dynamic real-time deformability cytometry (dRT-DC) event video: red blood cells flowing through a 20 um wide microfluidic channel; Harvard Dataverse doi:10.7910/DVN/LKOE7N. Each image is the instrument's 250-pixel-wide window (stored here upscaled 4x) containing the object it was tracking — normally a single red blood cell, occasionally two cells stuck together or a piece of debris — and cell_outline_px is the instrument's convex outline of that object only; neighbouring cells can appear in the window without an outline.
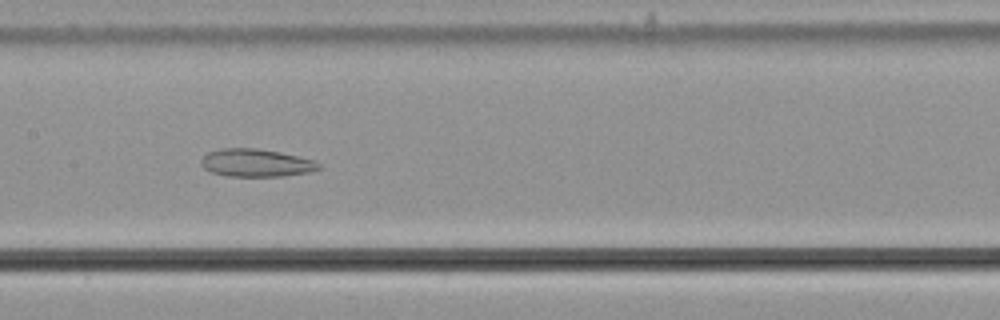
{"species": "common noctule bat (a hibernating species)", "species_latin": "Nyctalus noctula", "temperature_condition": "cold", "stored_images_in_passage": 43, "camera_frame_rate_fps": 3000, "um_per_image_px": 0.085, "animal": {"sex": "male", "body_mass_g": 21.5, "forearm_length_mm": 52.0}, "frame": {"image": 1, "passage_image": 14, "time_ms": 4.333, "image_size_px": [1000, 320], "cell_outline_px": [[320, 168], [308, 172], [284, 176], [224, 176], [212, 172], [204, 168], [200, 164], [200, 160], [208, 152], [220, 148], [256, 148], [280, 152], [312, 160], [320, 164]], "centroid_in_image_um": [21.71, 13.84], "position_along_channel_um": 185.7, "area_um2": 18.96}}
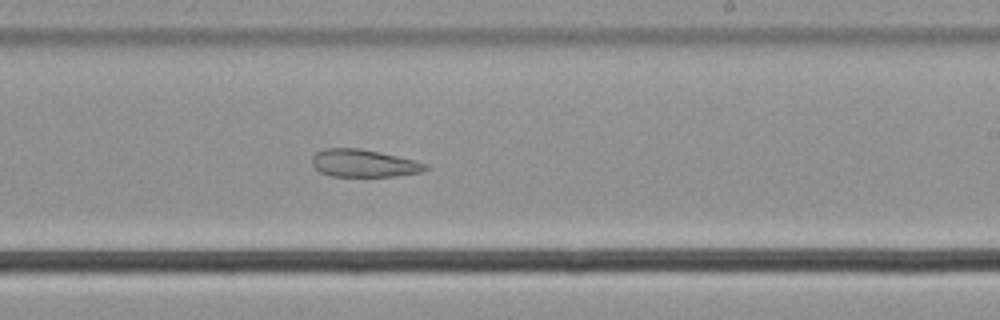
{"frame": {"image": 2, "passage_image": 20, "time_ms": 6.333, "image_size_px": [1000, 320], "cell_outline_px": [[428, 168], [420, 172], [396, 176], [332, 176], [320, 172], [312, 164], [312, 156], [316, 152], [324, 148], [360, 148], [396, 156], [428, 164]], "centroid_in_image_um": [30.88, 13.87], "position_along_channel_um": 258.1, "area_um2": 18.03}}
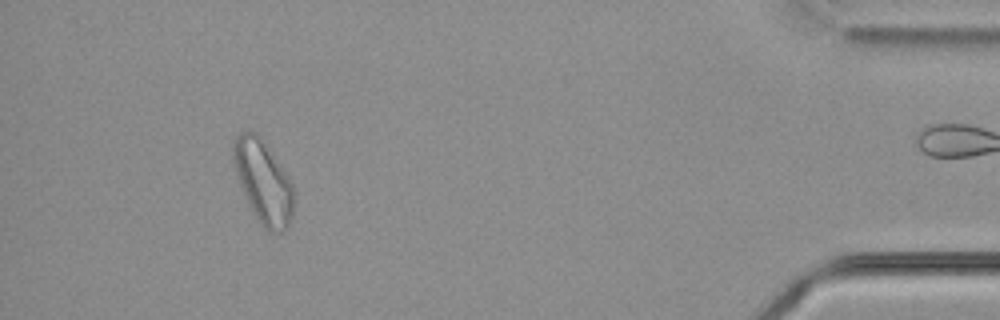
{"frame": {"image": 3, "passage_image": 38, "time_ms": 12.333, "image_size_px": [1000, 320], "cell_outline_px": [[296, 196], [292, 216], [288, 228], [280, 232], [268, 232], [260, 224], [252, 212], [236, 172], [232, 160], [232, 140], [240, 132], [256, 132], [260, 136], [288, 176], [296, 188]], "centroid_in_image_um": [22.41, 15.48], "position_along_channel_um": 412.8, "area_um2": 29.48}, "authors_computed_cell_mechanics": {"area_um2": 22.5998, "velocity_mm_per_s": 3.6342, "shape_relaxation_time_tau1_ms": null, "shape_relaxation_time_tau2_ms": 3.7817, "deformation_change_tau1": null, "deformation_change_tau2": 0.1071}}